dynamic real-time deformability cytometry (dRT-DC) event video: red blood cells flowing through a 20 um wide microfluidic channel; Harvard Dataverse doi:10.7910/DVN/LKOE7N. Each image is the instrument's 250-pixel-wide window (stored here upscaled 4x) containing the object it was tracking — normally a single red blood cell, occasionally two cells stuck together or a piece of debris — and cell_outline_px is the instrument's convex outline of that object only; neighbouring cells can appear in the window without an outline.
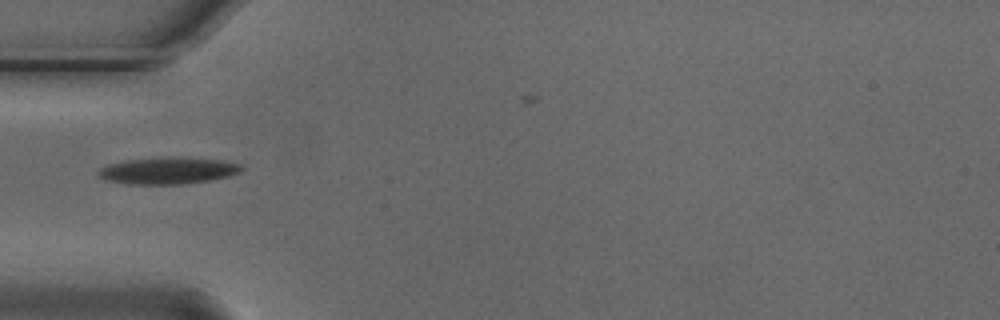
{"species": "Egyptian fruit bat (a non-hibernating species)", "species_latin": "Rousettus aegyptiacus", "temperature_condition": "cold", "stored_images_in_passage": 1, "camera_frame_rate_fps": 3000, "um_per_image_px": 0.085, "animal": {"sex": "male"}, "frame": {"image": 1, "passage_image": 1, "time_ms": 0.0, "image_size_px": [1000, 320], "cell_outline_px": [[244, 168], [240, 172], [228, 176], [208, 180], [184, 184], [128, 184], [108, 180], [96, 176], [96, 172], [100, 168], [108, 164], [124, 160], [172, 156], [180, 156], [224, 160], [240, 164]], "centroid_in_image_um": [14.26, 14.48], "position_along_channel_um": 70.7, "area_um2": 22.66}}